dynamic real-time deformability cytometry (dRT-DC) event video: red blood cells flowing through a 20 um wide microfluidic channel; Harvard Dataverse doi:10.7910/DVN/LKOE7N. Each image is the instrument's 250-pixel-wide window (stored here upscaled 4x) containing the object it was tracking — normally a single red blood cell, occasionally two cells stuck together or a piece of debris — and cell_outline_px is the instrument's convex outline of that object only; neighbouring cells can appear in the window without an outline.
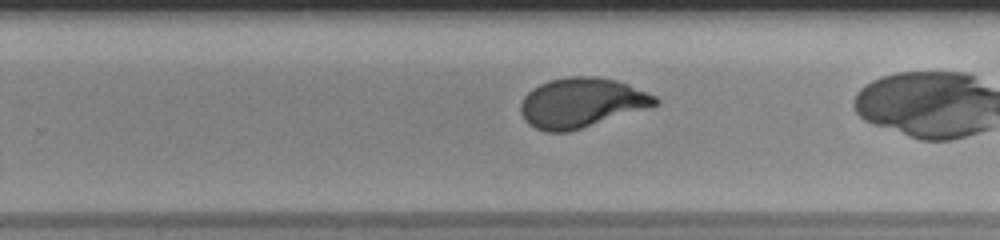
{"species": "human", "species_latin": "Homo sapiens", "temperature_condition": "room temperature", "stored_images_in_passage": 39, "camera_frame_rate_fps": 3000, "um_per_image_px": 0.085, "donor": {"sex": "male"}, "frame": {"image": 1, "passage_image": 31, "time_ms": 10.0, "image_size_px": [1000, 240], "cell_outline_px": [[660, 104], [568, 132], [548, 132], [536, 128], [528, 124], [524, 120], [520, 112], [520, 104], [524, 96], [532, 88], [548, 80], [568, 76], [592, 76], [616, 80], [628, 84], [656, 96], [660, 100]], "centroid_in_image_um": [49.4, 8.73], "position_along_channel_um": 280.4, "area_um2": 38.9}}
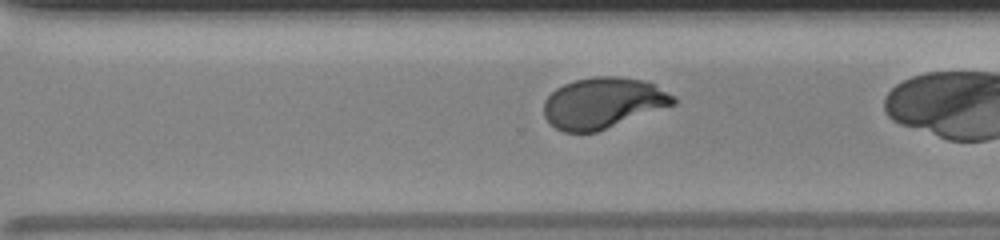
{"frame": {"image": 2, "passage_image": 34, "time_ms": 11.0, "image_size_px": [1000, 240], "cell_outline_px": [[676, 104], [596, 132], [564, 132], [556, 128], [544, 116], [544, 100], [556, 88], [564, 84], [576, 80], [596, 76], [620, 76], [644, 80], [676, 96]], "centroid_in_image_um": [51.26, 8.75], "position_along_channel_um": 319.3, "area_um2": 38.26}}
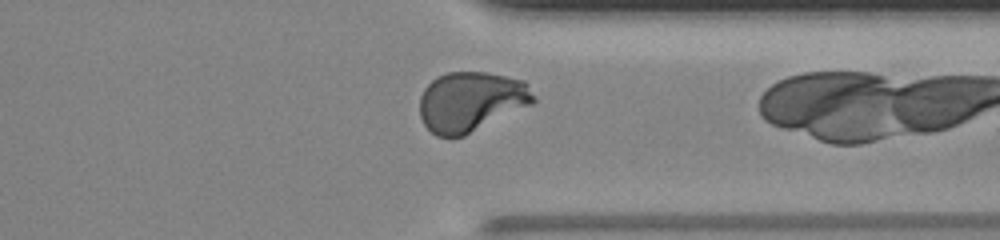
{"frame": {"image": 3, "passage_image": 38, "time_ms": 12.333, "image_size_px": [1000, 240], "cell_outline_px": [[536, 100], [532, 104], [464, 136], [452, 140], [436, 136], [424, 124], [420, 116], [420, 96], [424, 88], [432, 80], [448, 72], [488, 72], [524, 80], [536, 96]], "centroid_in_image_um": [40.03, 8.65], "position_along_channel_um": 371.4, "area_um2": 40.06}}